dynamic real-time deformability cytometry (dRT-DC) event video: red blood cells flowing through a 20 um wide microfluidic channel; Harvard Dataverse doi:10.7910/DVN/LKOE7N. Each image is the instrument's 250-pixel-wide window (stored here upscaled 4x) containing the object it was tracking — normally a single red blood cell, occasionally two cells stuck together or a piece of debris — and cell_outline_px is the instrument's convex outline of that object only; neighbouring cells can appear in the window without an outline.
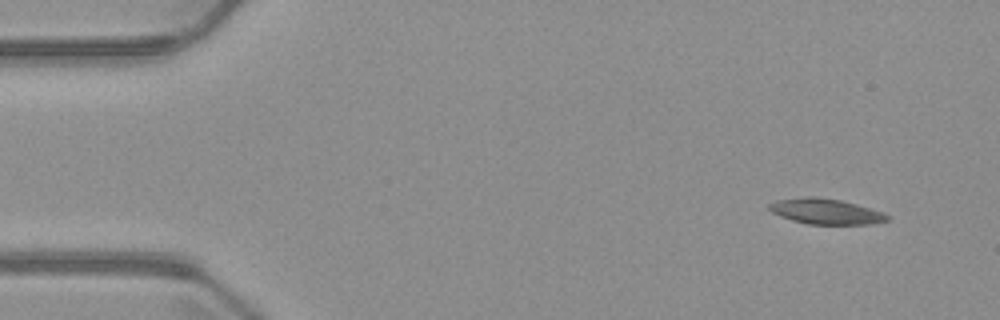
{"species": "common noctule bat (a hibernating species)", "species_latin": "Nyctalus noctula", "temperature_condition": "warm", "stored_images_in_passage": 4, "camera_frame_rate_fps": 3000, "um_per_image_px": 0.085, "animal": {"sex": "male", "body_mass_g": 23.1, "forearm_length_mm": 52.7}, "frame": {"image": 1, "passage_image": 1, "time_ms": 0.0, "image_size_px": [1000, 320], "cell_outline_px": [[888, 220], [872, 224], [808, 224], [792, 220], [780, 216], [772, 212], [768, 208], [768, 204], [776, 200], [804, 196], [816, 196], [840, 200], [856, 204], [880, 212], [888, 216]], "centroid_in_image_um": [70.12, 17.96], "position_along_channel_um": 14.9, "area_um2": 17.4}}
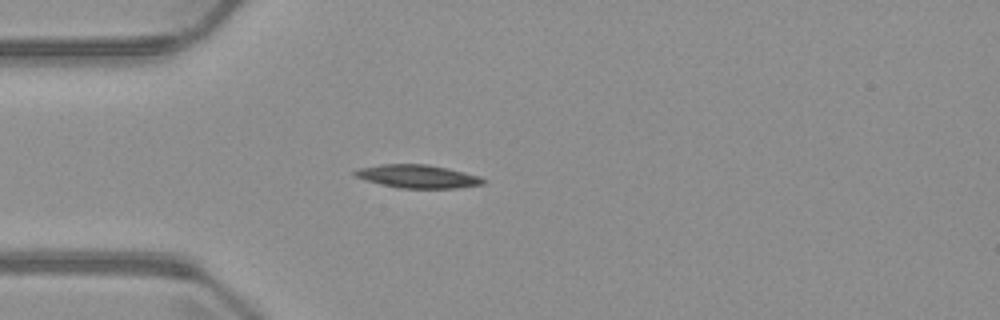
{"frame": {"image": 2, "passage_image": 4, "time_ms": 3.333, "image_size_px": [1000, 320], "cell_outline_px": [[488, 180], [484, 184], [456, 188], [396, 188], [380, 184], [356, 176], [352, 172], [360, 168], [380, 164], [428, 164], [448, 168], [480, 176]], "centroid_in_image_um": [35.55, 14.99], "position_along_channel_um": 49.4, "area_um2": 17.4}}